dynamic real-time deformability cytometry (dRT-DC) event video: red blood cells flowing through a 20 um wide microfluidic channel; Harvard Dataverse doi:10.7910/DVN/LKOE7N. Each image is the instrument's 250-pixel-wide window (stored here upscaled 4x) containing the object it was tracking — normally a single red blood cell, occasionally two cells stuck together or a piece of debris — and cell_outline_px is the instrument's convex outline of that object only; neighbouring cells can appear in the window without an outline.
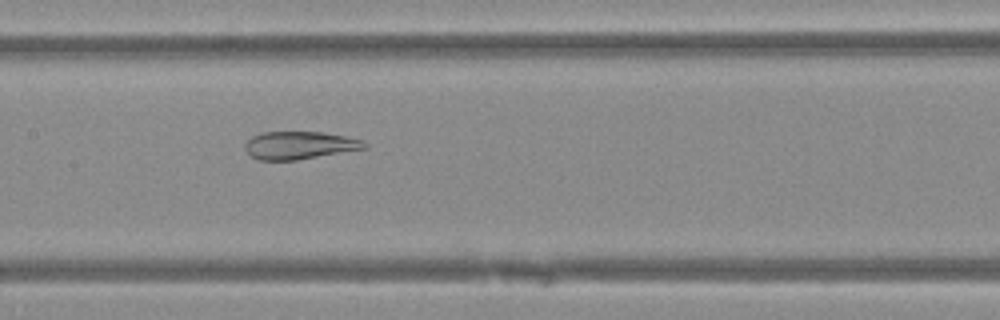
{"species": "Egyptian fruit bat (a non-hibernating species)", "species_latin": "Rousettus aegyptiacus", "temperature_condition": "warm", "stored_images_in_passage": 50, "camera_frame_rate_fps": 3000, "um_per_image_px": 0.085, "animal": {"sex": "female"}, "frame": {"image": 1, "passage_image": 25, "time_ms": 8.0, "image_size_px": [1000, 320], "cell_outline_px": [[368, 148], [296, 160], [260, 160], [252, 156], [244, 148], [244, 144], [252, 136], [260, 132], [324, 132], [364, 140], [368, 144]], "centroid_in_image_um": [25.48, 12.34], "position_along_channel_um": 181.9, "area_um2": 19.36}}
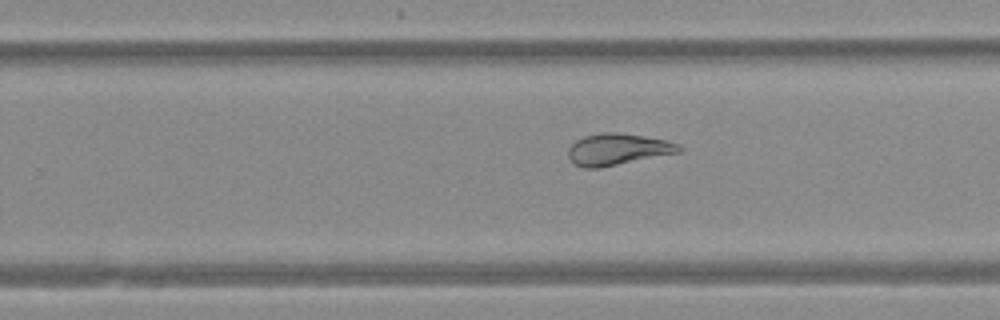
{"frame": {"image": 2, "passage_image": 32, "time_ms": 10.333, "image_size_px": [1000, 320], "cell_outline_px": [[684, 148], [680, 152], [600, 168], [584, 168], [576, 164], [568, 156], [568, 148], [576, 140], [584, 136], [600, 132], [620, 132], [668, 140], [680, 144]], "centroid_in_image_um": [52.53, 12.68], "position_along_channel_um": 277.3, "area_um2": 20.52}}
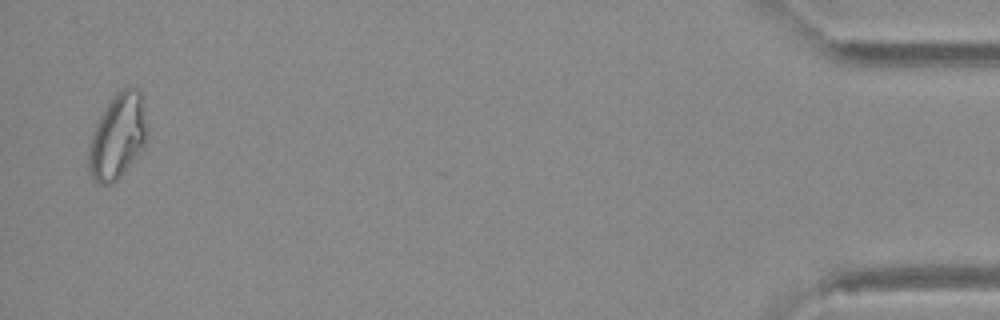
{"frame": {"image": 3, "passage_image": 49, "time_ms": 16.0, "image_size_px": [1000, 320], "cell_outline_px": [[148, 136], [144, 144], [120, 176], [112, 184], [100, 184], [92, 176], [88, 168], [88, 152], [92, 136], [96, 124], [100, 116], [116, 92], [124, 88], [140, 88], [148, 128]], "centroid_in_image_um": [10.01, 11.56], "position_along_channel_um": 425.2, "area_um2": 28.5}}